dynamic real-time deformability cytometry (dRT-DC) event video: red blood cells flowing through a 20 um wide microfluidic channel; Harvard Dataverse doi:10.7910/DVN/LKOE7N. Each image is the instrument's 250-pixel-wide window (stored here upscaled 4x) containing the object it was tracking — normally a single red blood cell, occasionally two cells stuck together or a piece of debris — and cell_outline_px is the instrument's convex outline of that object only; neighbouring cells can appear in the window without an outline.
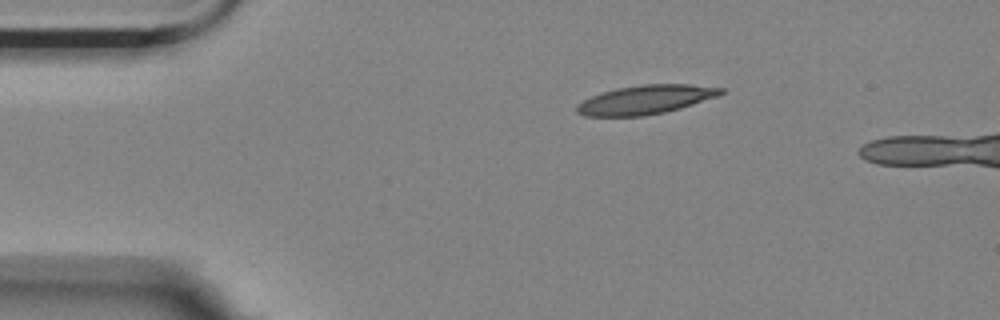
{"species": "Egyptian fruit bat (a non-hibernating species)", "species_latin": "Rousettus aegyptiacus", "temperature_condition": "room temperature", "stored_images_in_passage": 8, "camera_frame_rate_fps": 3000, "um_per_image_px": 0.085, "animal": {"sex": "female"}, "frame": {"image": 1, "passage_image": 1, "time_ms": 0.0, "image_size_px": [1000, 320], "cell_outline_px": [[724, 92], [716, 96], [680, 108], [664, 112], [644, 116], [584, 116], [576, 112], [576, 104], [600, 92], [616, 88], [640, 84], [688, 84], [724, 88]], "centroid_in_image_um": [54.82, 8.47], "position_along_channel_um": 30.2, "area_um2": 24.22}}